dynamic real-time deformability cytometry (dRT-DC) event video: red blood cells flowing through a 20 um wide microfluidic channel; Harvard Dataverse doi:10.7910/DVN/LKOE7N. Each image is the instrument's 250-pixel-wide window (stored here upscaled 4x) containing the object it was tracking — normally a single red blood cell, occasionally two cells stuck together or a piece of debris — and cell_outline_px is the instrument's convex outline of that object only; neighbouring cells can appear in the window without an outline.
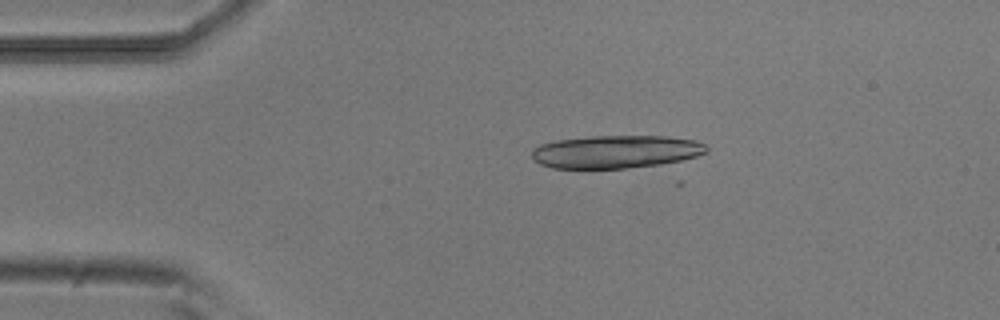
{"species": "common noctule bat (a hibernating species)", "species_latin": "Nyctalus noctula", "temperature_condition": "room temperature", "stored_images_in_passage": 3, "camera_frame_rate_fps": 3000, "um_per_image_px": 0.085, "animal": {"sex": "male", "body_mass_g": 20.5, "forearm_length_mm": 52.5}, "frame": {"image": 1, "passage_image": 1, "time_ms": 0.0, "image_size_px": [1000, 320], "cell_outline_px": [[708, 152], [696, 156], [680, 160], [660, 164], [628, 168], [552, 168], [540, 164], [532, 156], [532, 148], [540, 144], [556, 140], [592, 136], [668, 136], [696, 140], [704, 144], [708, 148]], "centroid_in_image_um": [52.35, 12.89], "position_along_channel_um": 32.7, "area_um2": 33.52}}